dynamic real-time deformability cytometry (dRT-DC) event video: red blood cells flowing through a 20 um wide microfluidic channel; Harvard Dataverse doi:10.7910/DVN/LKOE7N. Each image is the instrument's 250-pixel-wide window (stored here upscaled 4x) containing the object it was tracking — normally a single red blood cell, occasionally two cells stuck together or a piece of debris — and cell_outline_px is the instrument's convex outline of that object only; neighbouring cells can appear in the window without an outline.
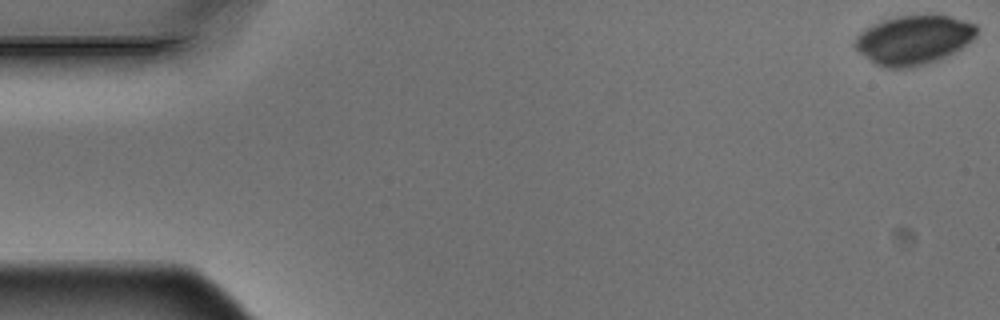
{"species": "Egyptian fruit bat (a non-hibernating species)", "species_latin": "Rousettus aegyptiacus", "temperature_condition": "warm", "stored_images_in_passage": 5, "camera_frame_rate_fps": 3000, "um_per_image_px": 0.085, "animal": {"sex": "male"}, "frame": {"image": 1, "passage_image": 1, "time_ms": 0.0, "image_size_px": [1000, 320], "cell_outline_px": [[976, 36], [972, 40], [956, 52], [948, 56], [912, 68], [888, 68], [876, 64], [860, 52], [852, 44], [856, 36], [860, 32], [872, 24], [896, 16], [948, 16], [976, 24]], "centroid_in_image_um": [77.65, 3.4], "position_along_channel_um": 7.3, "area_um2": 34.56}}